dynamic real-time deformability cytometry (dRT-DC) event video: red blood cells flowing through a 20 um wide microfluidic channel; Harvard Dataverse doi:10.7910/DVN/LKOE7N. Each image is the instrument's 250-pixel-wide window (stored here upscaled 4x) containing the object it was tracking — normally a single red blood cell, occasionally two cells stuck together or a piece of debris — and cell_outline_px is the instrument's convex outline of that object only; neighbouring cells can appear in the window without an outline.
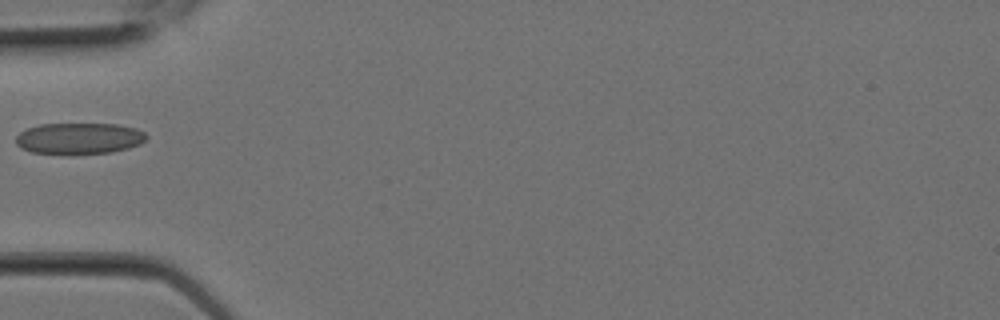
{"species": "Egyptian fruit bat (a non-hibernating species)", "species_latin": "Rousettus aegyptiacus", "temperature_condition": "room temperature", "stored_images_in_passage": 1, "camera_frame_rate_fps": 3000, "um_per_image_px": 0.085, "animal": {"sex": "female"}, "frame": {"image": 1, "passage_image": 1, "time_ms": 0.0, "image_size_px": [1000, 320], "cell_outline_px": [[148, 136], [140, 144], [128, 148], [112, 152], [72, 156], [64, 156], [32, 152], [20, 148], [16, 144], [16, 136], [20, 132], [28, 128], [40, 124], [116, 124], [136, 128], [144, 132]], "centroid_in_image_um": [6.7, 11.8], "position_along_channel_um": 78.3, "area_um2": 24.45}}